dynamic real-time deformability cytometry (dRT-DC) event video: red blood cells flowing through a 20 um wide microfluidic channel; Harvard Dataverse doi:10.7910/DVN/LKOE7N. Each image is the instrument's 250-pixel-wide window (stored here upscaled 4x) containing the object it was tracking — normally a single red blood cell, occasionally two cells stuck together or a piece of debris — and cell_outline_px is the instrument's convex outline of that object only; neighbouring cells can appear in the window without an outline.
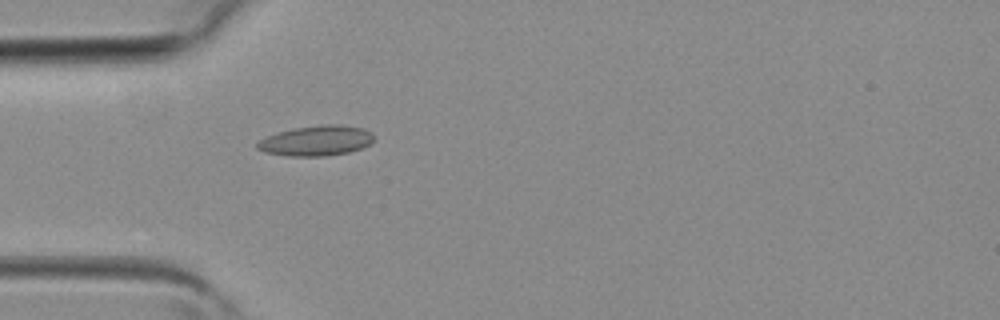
{"species": "common noctule bat (a hibernating species)", "species_latin": "Nyctalus noctula", "temperature_condition": "room temperature", "stored_images_in_passage": 2, "camera_frame_rate_fps": 3000, "um_per_image_px": 0.085, "animal": {"sex": "female", "body_mass_g": 19.3, "forearm_length_mm": 54.1}, "frame": {"image": 1, "passage_image": 2, "time_ms": 0.333, "image_size_px": [1000, 320], "cell_outline_px": [[372, 140], [368, 144], [360, 148], [348, 152], [324, 156], [288, 156], [264, 152], [256, 148], [256, 144], [260, 140], [268, 136], [280, 132], [296, 128], [324, 124], [340, 124], [364, 128], [372, 132]], "centroid_in_image_um": [26.88, 11.96], "position_along_channel_um": 58.1, "area_um2": 20.29}}